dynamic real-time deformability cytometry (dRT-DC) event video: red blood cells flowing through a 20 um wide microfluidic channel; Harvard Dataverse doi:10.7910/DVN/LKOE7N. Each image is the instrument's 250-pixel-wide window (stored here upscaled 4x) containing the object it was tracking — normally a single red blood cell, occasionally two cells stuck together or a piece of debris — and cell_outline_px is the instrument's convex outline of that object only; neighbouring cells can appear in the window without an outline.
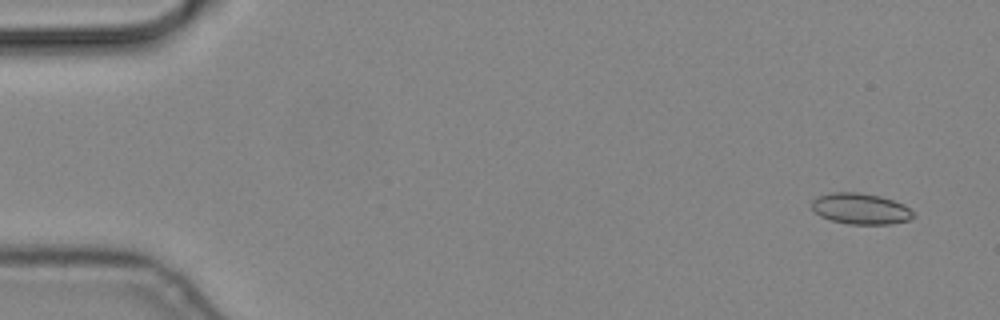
{"species": "common noctule bat (a hibernating species)", "species_latin": "Nyctalus noctula", "temperature_condition": "cold", "stored_images_in_passage": 4, "camera_frame_rate_fps": 3000, "um_per_image_px": 0.085, "animal": {"sex": "male", "body_mass_g": 19.2, "forearm_length_mm": 51.8}, "frame": {"image": 1, "passage_image": 1, "time_ms": 0.0, "image_size_px": [1000, 320], "cell_outline_px": [[912, 216], [908, 220], [892, 224], [848, 224], [832, 220], [820, 216], [812, 208], [812, 200], [816, 196], [832, 192], [860, 192], [880, 196], [904, 204], [912, 212]], "centroid_in_image_um": [73.11, 17.73], "position_along_channel_um": 11.9, "area_um2": 18.26}}
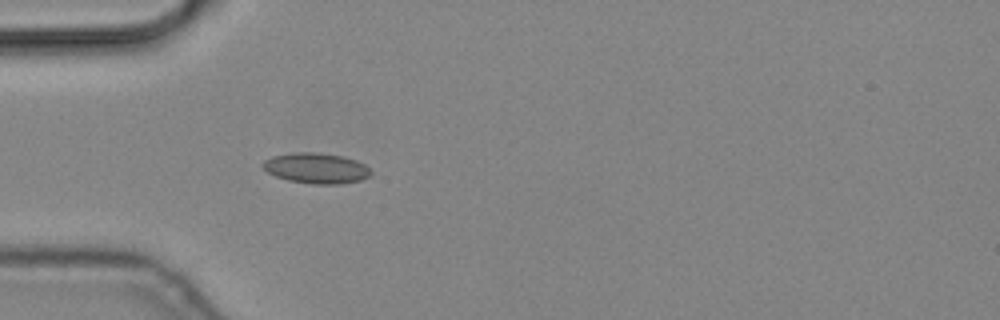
{"frame": {"image": 2, "passage_image": 4, "time_ms": 1.0, "image_size_px": [1000, 320], "cell_outline_px": [[372, 172], [368, 176], [360, 180], [336, 184], [312, 184], [288, 180], [276, 176], [268, 172], [260, 164], [264, 160], [272, 156], [296, 152], [312, 152], [344, 156], [356, 160], [364, 164]], "centroid_in_image_um": [26.86, 14.29], "position_along_channel_um": 58.1, "area_um2": 19.07}}